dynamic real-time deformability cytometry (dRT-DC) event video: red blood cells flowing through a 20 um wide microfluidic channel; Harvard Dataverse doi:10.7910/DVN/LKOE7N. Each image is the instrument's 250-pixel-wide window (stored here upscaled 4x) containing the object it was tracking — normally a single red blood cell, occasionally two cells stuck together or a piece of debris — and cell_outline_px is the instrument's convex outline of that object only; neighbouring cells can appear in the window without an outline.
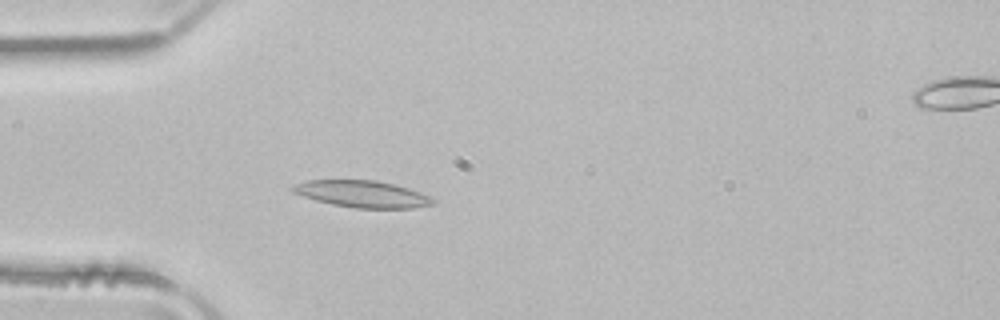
{"species": "common noctule bat (a hibernating species)", "species_latin": "Nyctalus noctula", "temperature_condition": "room temperature", "stored_images_in_passage": 45, "camera_frame_rate_fps": 3000, "um_per_image_px": 0.085, "animal": {"sex": "male", "body_mass_g": 21.5, "forearm_length_mm": 52.0}, "frame": {"image": 1, "passage_image": 8, "time_ms": 2.333, "image_size_px": [1000, 320], "cell_outline_px": [[436, 200], [432, 204], [412, 208], [356, 208], [332, 204], [316, 200], [292, 192], [292, 188], [296, 184], [308, 180], [376, 180], [408, 188], [420, 192]], "centroid_in_image_um": [30.8, 16.49], "position_along_channel_um": 54.2, "area_um2": 21.56}}
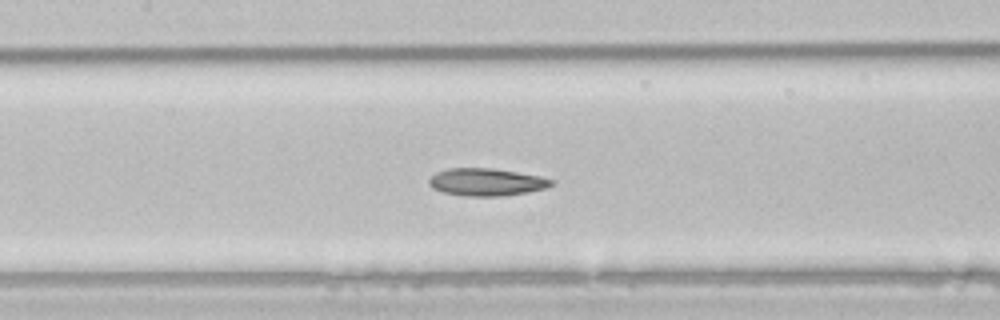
{"frame": {"image": 2, "passage_image": 17, "time_ms": 5.333, "image_size_px": [1000, 320], "cell_outline_px": [[556, 180], [552, 184], [544, 188], [528, 192], [504, 196], [464, 196], [444, 192], [432, 188], [428, 184], [428, 180], [436, 172], [448, 168], [492, 168], [540, 176]], "centroid_in_image_um": [41.33, 15.47], "position_along_channel_um": 166.1, "area_um2": 19.59}}
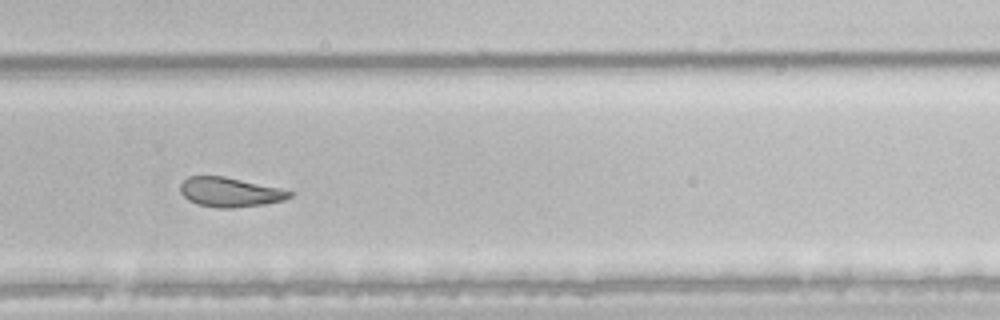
{"frame": {"image": 3, "passage_image": 28, "time_ms": 9.0, "image_size_px": [1000, 320], "cell_outline_px": [[292, 196], [284, 200], [264, 204], [232, 208], [216, 208], [196, 204], [188, 200], [180, 192], [180, 184], [188, 176], [224, 176], [280, 188], [292, 192]], "centroid_in_image_um": [19.51, 16.33], "position_along_channel_um": 310.3, "area_um2": 18.79}, "authors_computed_cell_mechanics": {"area_um2": 20.9236, "velocity_mm_per_s": 3.9482, "shape_relaxation_time_tau1_ms": null, "shape_relaxation_time_tau2_ms": 3.4398, "deformation_change_tau1": null, "deformation_change_tau2": 0.1037}}